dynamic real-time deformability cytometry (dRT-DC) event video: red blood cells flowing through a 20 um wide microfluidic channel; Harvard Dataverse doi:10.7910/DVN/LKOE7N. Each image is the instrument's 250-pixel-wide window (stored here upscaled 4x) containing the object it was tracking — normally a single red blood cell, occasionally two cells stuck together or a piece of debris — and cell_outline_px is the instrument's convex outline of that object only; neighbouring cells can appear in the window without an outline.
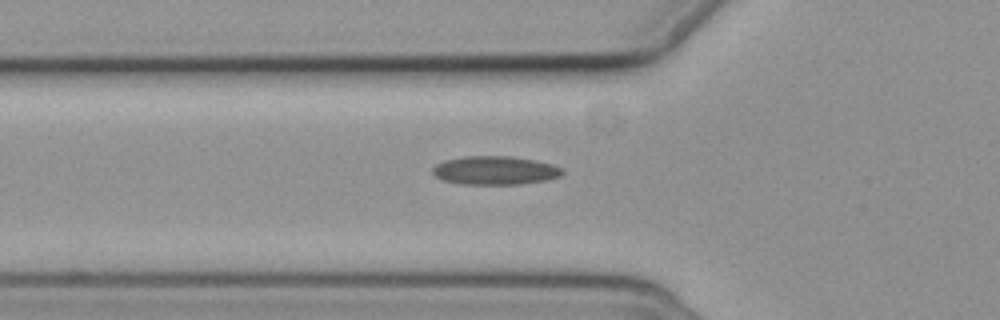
{"species": "common noctule bat (a hibernating species)", "species_latin": "Nyctalus noctula", "temperature_condition": "cold", "stored_images_in_passage": 5, "camera_frame_rate_fps": 3000, "um_per_image_px": 0.085, "animal": {"sex": "female", "body_mass_g": 19.3, "forearm_length_mm": 54.1}, "frame": {"image": 1, "passage_image": 5, "time_ms": 5.667, "image_size_px": [1000, 320], "cell_outline_px": [[564, 172], [560, 176], [548, 180], [520, 184], [460, 184], [444, 180], [436, 176], [432, 172], [432, 168], [436, 164], [444, 160], [464, 156], [512, 156], [536, 160], [552, 164], [564, 168]], "centroid_in_image_um": [42.11, 14.48], "position_along_channel_um": 83.7, "area_um2": 21.79}}